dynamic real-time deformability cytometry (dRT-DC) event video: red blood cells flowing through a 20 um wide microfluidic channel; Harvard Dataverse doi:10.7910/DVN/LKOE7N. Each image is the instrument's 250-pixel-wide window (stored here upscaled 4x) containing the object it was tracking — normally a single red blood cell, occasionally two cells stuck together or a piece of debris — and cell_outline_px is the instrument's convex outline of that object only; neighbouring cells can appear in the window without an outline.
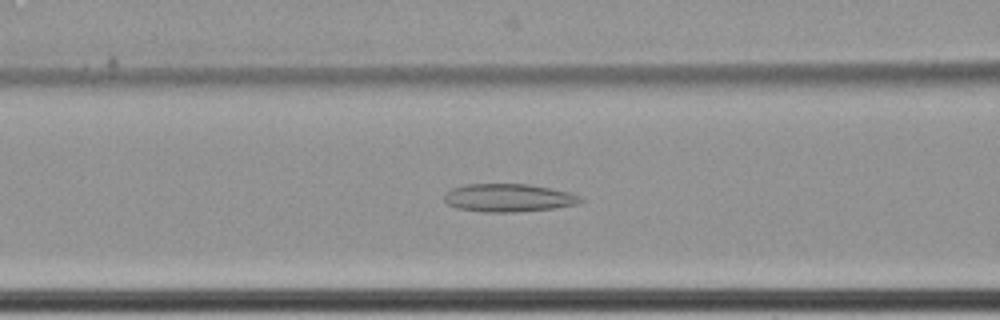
{"species": "common noctule bat (a hibernating species)", "species_latin": "Nyctalus noctula", "temperature_condition": "cold", "stored_images_in_passage": 46, "camera_frame_rate_fps": 3000, "um_per_image_px": 0.085, "animal": {"sex": "female", "body_mass_g": 22.7, "forearm_length_mm": 54.2}, "frame": {"image": 1, "passage_image": 12, "time_ms": 3.667, "image_size_px": [1000, 320], "cell_outline_px": [[584, 200], [576, 204], [552, 208], [516, 212], [484, 212], [456, 208], [448, 204], [444, 200], [444, 192], [452, 188], [464, 184], [528, 184], [568, 192], [580, 196]], "centroid_in_image_um": [43.16, 16.81], "position_along_channel_um": 123.4, "area_um2": 22.2}}
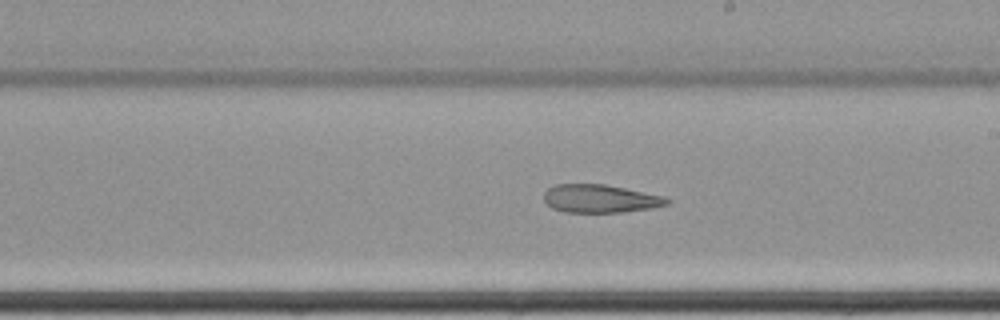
{"frame": {"image": 2, "passage_image": 22, "time_ms": 7.0, "image_size_px": [1000, 320], "cell_outline_px": [[672, 200], [668, 204], [652, 208], [624, 212], [564, 212], [552, 208], [544, 200], [544, 192], [548, 188], [556, 184], [604, 184], [664, 196]], "centroid_in_image_um": [51.02, 16.89], "position_along_channel_um": 238.0, "area_um2": 20.17}}
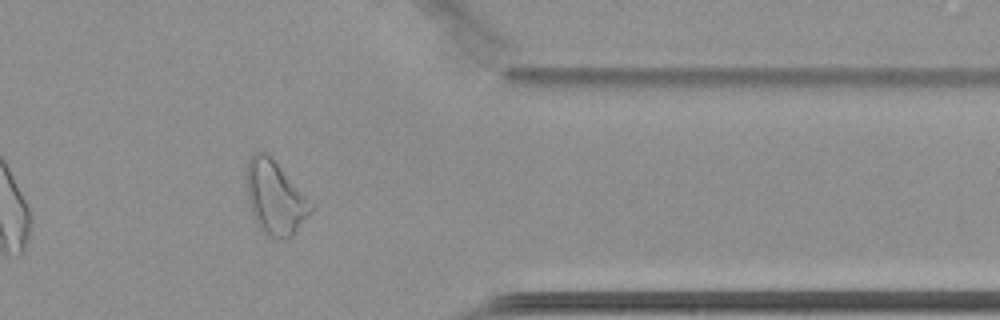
{"frame": {"image": 3, "passage_image": 36, "time_ms": 11.667, "image_size_px": [1000, 320], "cell_outline_px": [[316, 204], [312, 212], [292, 236], [268, 236], [260, 228], [252, 212], [248, 196], [244, 176], [244, 172], [248, 160], [256, 152], [268, 152], [272, 156]], "centroid_in_image_um": [23.42, 16.72], "position_along_channel_um": 388.0, "area_um2": 28.03}, "authors_computed_cell_mechanics": {"area_um2": 22.8599, "velocity_mm_per_s": 3.4406, "shape_relaxation_time_tau1_ms": null, "shape_relaxation_time_tau2_ms": 6.1207, "deformation_change_tau1": null, "deformation_change_tau2": 0.1548}}